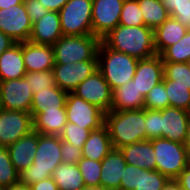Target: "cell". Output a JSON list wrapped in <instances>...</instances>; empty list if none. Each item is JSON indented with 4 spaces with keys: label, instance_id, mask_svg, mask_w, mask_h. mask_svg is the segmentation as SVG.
<instances>
[{
    "label": "cell",
    "instance_id": "1",
    "mask_svg": "<svg viewBox=\"0 0 190 190\" xmlns=\"http://www.w3.org/2000/svg\"><path fill=\"white\" fill-rule=\"evenodd\" d=\"M101 41L109 48L137 59H145L156 53L154 30L147 26L117 25Z\"/></svg>",
    "mask_w": 190,
    "mask_h": 190
},
{
    "label": "cell",
    "instance_id": "2",
    "mask_svg": "<svg viewBox=\"0 0 190 190\" xmlns=\"http://www.w3.org/2000/svg\"><path fill=\"white\" fill-rule=\"evenodd\" d=\"M113 148L147 140L145 130V108L130 111H109L105 123Z\"/></svg>",
    "mask_w": 190,
    "mask_h": 190
},
{
    "label": "cell",
    "instance_id": "3",
    "mask_svg": "<svg viewBox=\"0 0 190 190\" xmlns=\"http://www.w3.org/2000/svg\"><path fill=\"white\" fill-rule=\"evenodd\" d=\"M61 154L60 136L38 133V146L33 164L19 173V182L30 186L50 178L54 169L63 162Z\"/></svg>",
    "mask_w": 190,
    "mask_h": 190
},
{
    "label": "cell",
    "instance_id": "4",
    "mask_svg": "<svg viewBox=\"0 0 190 190\" xmlns=\"http://www.w3.org/2000/svg\"><path fill=\"white\" fill-rule=\"evenodd\" d=\"M97 60L98 70L112 91L133 79L139 61L133 56L107 47L102 41L98 46Z\"/></svg>",
    "mask_w": 190,
    "mask_h": 190
},
{
    "label": "cell",
    "instance_id": "5",
    "mask_svg": "<svg viewBox=\"0 0 190 190\" xmlns=\"http://www.w3.org/2000/svg\"><path fill=\"white\" fill-rule=\"evenodd\" d=\"M100 39L94 35H63L52 46L55 63L97 60Z\"/></svg>",
    "mask_w": 190,
    "mask_h": 190
},
{
    "label": "cell",
    "instance_id": "6",
    "mask_svg": "<svg viewBox=\"0 0 190 190\" xmlns=\"http://www.w3.org/2000/svg\"><path fill=\"white\" fill-rule=\"evenodd\" d=\"M156 160V171L168 179H176L189 165L186 148L183 143H178L165 138L151 139Z\"/></svg>",
    "mask_w": 190,
    "mask_h": 190
},
{
    "label": "cell",
    "instance_id": "7",
    "mask_svg": "<svg viewBox=\"0 0 190 190\" xmlns=\"http://www.w3.org/2000/svg\"><path fill=\"white\" fill-rule=\"evenodd\" d=\"M59 15L63 35H93L92 0H69Z\"/></svg>",
    "mask_w": 190,
    "mask_h": 190
},
{
    "label": "cell",
    "instance_id": "8",
    "mask_svg": "<svg viewBox=\"0 0 190 190\" xmlns=\"http://www.w3.org/2000/svg\"><path fill=\"white\" fill-rule=\"evenodd\" d=\"M65 109L67 122L82 128L96 130L105 123V113L101 109L73 92L68 93Z\"/></svg>",
    "mask_w": 190,
    "mask_h": 190
},
{
    "label": "cell",
    "instance_id": "9",
    "mask_svg": "<svg viewBox=\"0 0 190 190\" xmlns=\"http://www.w3.org/2000/svg\"><path fill=\"white\" fill-rule=\"evenodd\" d=\"M33 131L31 113L0 109V145L8 146Z\"/></svg>",
    "mask_w": 190,
    "mask_h": 190
},
{
    "label": "cell",
    "instance_id": "10",
    "mask_svg": "<svg viewBox=\"0 0 190 190\" xmlns=\"http://www.w3.org/2000/svg\"><path fill=\"white\" fill-rule=\"evenodd\" d=\"M112 92L110 85L99 70L82 81L73 91L75 95L97 106L104 113L111 110Z\"/></svg>",
    "mask_w": 190,
    "mask_h": 190
},
{
    "label": "cell",
    "instance_id": "11",
    "mask_svg": "<svg viewBox=\"0 0 190 190\" xmlns=\"http://www.w3.org/2000/svg\"><path fill=\"white\" fill-rule=\"evenodd\" d=\"M32 24L23 2L0 9V30L16 43L29 41Z\"/></svg>",
    "mask_w": 190,
    "mask_h": 190
},
{
    "label": "cell",
    "instance_id": "12",
    "mask_svg": "<svg viewBox=\"0 0 190 190\" xmlns=\"http://www.w3.org/2000/svg\"><path fill=\"white\" fill-rule=\"evenodd\" d=\"M124 0H92V33L100 40L119 25Z\"/></svg>",
    "mask_w": 190,
    "mask_h": 190
},
{
    "label": "cell",
    "instance_id": "13",
    "mask_svg": "<svg viewBox=\"0 0 190 190\" xmlns=\"http://www.w3.org/2000/svg\"><path fill=\"white\" fill-rule=\"evenodd\" d=\"M98 70V60H88L76 63H55L53 73L56 85L66 91L73 92L76 87Z\"/></svg>",
    "mask_w": 190,
    "mask_h": 190
},
{
    "label": "cell",
    "instance_id": "14",
    "mask_svg": "<svg viewBox=\"0 0 190 190\" xmlns=\"http://www.w3.org/2000/svg\"><path fill=\"white\" fill-rule=\"evenodd\" d=\"M32 97V89L25 77L1 82L3 109L30 113Z\"/></svg>",
    "mask_w": 190,
    "mask_h": 190
},
{
    "label": "cell",
    "instance_id": "15",
    "mask_svg": "<svg viewBox=\"0 0 190 190\" xmlns=\"http://www.w3.org/2000/svg\"><path fill=\"white\" fill-rule=\"evenodd\" d=\"M160 111L162 138L184 143L190 123V112L172 106Z\"/></svg>",
    "mask_w": 190,
    "mask_h": 190
},
{
    "label": "cell",
    "instance_id": "16",
    "mask_svg": "<svg viewBox=\"0 0 190 190\" xmlns=\"http://www.w3.org/2000/svg\"><path fill=\"white\" fill-rule=\"evenodd\" d=\"M163 61L159 54L152 57L139 59L135 75L132 80L139 92L145 97L158 83L163 81Z\"/></svg>",
    "mask_w": 190,
    "mask_h": 190
},
{
    "label": "cell",
    "instance_id": "17",
    "mask_svg": "<svg viewBox=\"0 0 190 190\" xmlns=\"http://www.w3.org/2000/svg\"><path fill=\"white\" fill-rule=\"evenodd\" d=\"M23 60L27 72L53 70L55 64L53 46L25 41L23 42Z\"/></svg>",
    "mask_w": 190,
    "mask_h": 190
},
{
    "label": "cell",
    "instance_id": "18",
    "mask_svg": "<svg viewBox=\"0 0 190 190\" xmlns=\"http://www.w3.org/2000/svg\"><path fill=\"white\" fill-rule=\"evenodd\" d=\"M62 36L59 12L48 11L46 15L32 24L29 41L52 46Z\"/></svg>",
    "mask_w": 190,
    "mask_h": 190
},
{
    "label": "cell",
    "instance_id": "19",
    "mask_svg": "<svg viewBox=\"0 0 190 190\" xmlns=\"http://www.w3.org/2000/svg\"><path fill=\"white\" fill-rule=\"evenodd\" d=\"M37 146L38 132L35 131H31L28 135L7 146L12 164L18 173L33 164Z\"/></svg>",
    "mask_w": 190,
    "mask_h": 190
},
{
    "label": "cell",
    "instance_id": "20",
    "mask_svg": "<svg viewBox=\"0 0 190 190\" xmlns=\"http://www.w3.org/2000/svg\"><path fill=\"white\" fill-rule=\"evenodd\" d=\"M126 161L120 149L113 148L101 161L100 186L108 190L120 189Z\"/></svg>",
    "mask_w": 190,
    "mask_h": 190
},
{
    "label": "cell",
    "instance_id": "21",
    "mask_svg": "<svg viewBox=\"0 0 190 190\" xmlns=\"http://www.w3.org/2000/svg\"><path fill=\"white\" fill-rule=\"evenodd\" d=\"M27 70L23 60V42L15 43L0 55V80L23 78Z\"/></svg>",
    "mask_w": 190,
    "mask_h": 190
},
{
    "label": "cell",
    "instance_id": "22",
    "mask_svg": "<svg viewBox=\"0 0 190 190\" xmlns=\"http://www.w3.org/2000/svg\"><path fill=\"white\" fill-rule=\"evenodd\" d=\"M145 97L139 92L134 80L116 88L112 92L110 111H130L144 108Z\"/></svg>",
    "mask_w": 190,
    "mask_h": 190
},
{
    "label": "cell",
    "instance_id": "23",
    "mask_svg": "<svg viewBox=\"0 0 190 190\" xmlns=\"http://www.w3.org/2000/svg\"><path fill=\"white\" fill-rule=\"evenodd\" d=\"M120 151L127 164L141 169L156 170L155 153L151 140L132 143L121 147Z\"/></svg>",
    "mask_w": 190,
    "mask_h": 190
},
{
    "label": "cell",
    "instance_id": "24",
    "mask_svg": "<svg viewBox=\"0 0 190 190\" xmlns=\"http://www.w3.org/2000/svg\"><path fill=\"white\" fill-rule=\"evenodd\" d=\"M33 131L45 135H60L67 123L66 109L44 110L42 113H31Z\"/></svg>",
    "mask_w": 190,
    "mask_h": 190
},
{
    "label": "cell",
    "instance_id": "25",
    "mask_svg": "<svg viewBox=\"0 0 190 190\" xmlns=\"http://www.w3.org/2000/svg\"><path fill=\"white\" fill-rule=\"evenodd\" d=\"M113 149L109 131L104 124L99 129L92 130L82 147V157L102 161Z\"/></svg>",
    "mask_w": 190,
    "mask_h": 190
},
{
    "label": "cell",
    "instance_id": "26",
    "mask_svg": "<svg viewBox=\"0 0 190 190\" xmlns=\"http://www.w3.org/2000/svg\"><path fill=\"white\" fill-rule=\"evenodd\" d=\"M188 30L176 19L169 17L154 30L156 53L160 55L167 47L180 41Z\"/></svg>",
    "mask_w": 190,
    "mask_h": 190
},
{
    "label": "cell",
    "instance_id": "27",
    "mask_svg": "<svg viewBox=\"0 0 190 190\" xmlns=\"http://www.w3.org/2000/svg\"><path fill=\"white\" fill-rule=\"evenodd\" d=\"M68 93L58 86L45 88L33 94L30 113H42L44 110L65 108Z\"/></svg>",
    "mask_w": 190,
    "mask_h": 190
},
{
    "label": "cell",
    "instance_id": "28",
    "mask_svg": "<svg viewBox=\"0 0 190 190\" xmlns=\"http://www.w3.org/2000/svg\"><path fill=\"white\" fill-rule=\"evenodd\" d=\"M51 177L57 184L59 190H81L85 186L77 164L61 162L54 169Z\"/></svg>",
    "mask_w": 190,
    "mask_h": 190
},
{
    "label": "cell",
    "instance_id": "29",
    "mask_svg": "<svg viewBox=\"0 0 190 190\" xmlns=\"http://www.w3.org/2000/svg\"><path fill=\"white\" fill-rule=\"evenodd\" d=\"M138 4L144 18V26L153 30L170 17L160 0H138Z\"/></svg>",
    "mask_w": 190,
    "mask_h": 190
},
{
    "label": "cell",
    "instance_id": "30",
    "mask_svg": "<svg viewBox=\"0 0 190 190\" xmlns=\"http://www.w3.org/2000/svg\"><path fill=\"white\" fill-rule=\"evenodd\" d=\"M169 106L190 112V85L173 84V80L163 77Z\"/></svg>",
    "mask_w": 190,
    "mask_h": 190
},
{
    "label": "cell",
    "instance_id": "31",
    "mask_svg": "<svg viewBox=\"0 0 190 190\" xmlns=\"http://www.w3.org/2000/svg\"><path fill=\"white\" fill-rule=\"evenodd\" d=\"M163 62L186 63L190 59V29L180 41L160 54Z\"/></svg>",
    "mask_w": 190,
    "mask_h": 190
},
{
    "label": "cell",
    "instance_id": "32",
    "mask_svg": "<svg viewBox=\"0 0 190 190\" xmlns=\"http://www.w3.org/2000/svg\"><path fill=\"white\" fill-rule=\"evenodd\" d=\"M19 182V173L10 159L6 146L0 145V188L10 187Z\"/></svg>",
    "mask_w": 190,
    "mask_h": 190
},
{
    "label": "cell",
    "instance_id": "33",
    "mask_svg": "<svg viewBox=\"0 0 190 190\" xmlns=\"http://www.w3.org/2000/svg\"><path fill=\"white\" fill-rule=\"evenodd\" d=\"M160 2L170 17L190 29V0H160Z\"/></svg>",
    "mask_w": 190,
    "mask_h": 190
},
{
    "label": "cell",
    "instance_id": "34",
    "mask_svg": "<svg viewBox=\"0 0 190 190\" xmlns=\"http://www.w3.org/2000/svg\"><path fill=\"white\" fill-rule=\"evenodd\" d=\"M85 186H100L101 161L82 157L77 163Z\"/></svg>",
    "mask_w": 190,
    "mask_h": 190
},
{
    "label": "cell",
    "instance_id": "35",
    "mask_svg": "<svg viewBox=\"0 0 190 190\" xmlns=\"http://www.w3.org/2000/svg\"><path fill=\"white\" fill-rule=\"evenodd\" d=\"M119 25L143 26L144 18L141 13L138 0H124L121 10Z\"/></svg>",
    "mask_w": 190,
    "mask_h": 190
},
{
    "label": "cell",
    "instance_id": "36",
    "mask_svg": "<svg viewBox=\"0 0 190 190\" xmlns=\"http://www.w3.org/2000/svg\"><path fill=\"white\" fill-rule=\"evenodd\" d=\"M163 73L173 84L190 85V69L186 63L163 62Z\"/></svg>",
    "mask_w": 190,
    "mask_h": 190
},
{
    "label": "cell",
    "instance_id": "37",
    "mask_svg": "<svg viewBox=\"0 0 190 190\" xmlns=\"http://www.w3.org/2000/svg\"><path fill=\"white\" fill-rule=\"evenodd\" d=\"M169 106V99L165 90L164 81L155 85L145 96L144 108L148 110H160Z\"/></svg>",
    "mask_w": 190,
    "mask_h": 190
},
{
    "label": "cell",
    "instance_id": "38",
    "mask_svg": "<svg viewBox=\"0 0 190 190\" xmlns=\"http://www.w3.org/2000/svg\"><path fill=\"white\" fill-rule=\"evenodd\" d=\"M91 131V129H85L77 126V124L67 122L59 136L61 140L82 149Z\"/></svg>",
    "mask_w": 190,
    "mask_h": 190
},
{
    "label": "cell",
    "instance_id": "39",
    "mask_svg": "<svg viewBox=\"0 0 190 190\" xmlns=\"http://www.w3.org/2000/svg\"><path fill=\"white\" fill-rule=\"evenodd\" d=\"M24 77L29 81V86L32 89L33 94L45 88L57 86L53 70L43 72H26Z\"/></svg>",
    "mask_w": 190,
    "mask_h": 190
},
{
    "label": "cell",
    "instance_id": "40",
    "mask_svg": "<svg viewBox=\"0 0 190 190\" xmlns=\"http://www.w3.org/2000/svg\"><path fill=\"white\" fill-rule=\"evenodd\" d=\"M169 179L156 170L141 169V180L135 190H161Z\"/></svg>",
    "mask_w": 190,
    "mask_h": 190
},
{
    "label": "cell",
    "instance_id": "41",
    "mask_svg": "<svg viewBox=\"0 0 190 190\" xmlns=\"http://www.w3.org/2000/svg\"><path fill=\"white\" fill-rule=\"evenodd\" d=\"M145 130L147 140L162 138L160 110L145 109Z\"/></svg>",
    "mask_w": 190,
    "mask_h": 190
},
{
    "label": "cell",
    "instance_id": "42",
    "mask_svg": "<svg viewBox=\"0 0 190 190\" xmlns=\"http://www.w3.org/2000/svg\"><path fill=\"white\" fill-rule=\"evenodd\" d=\"M141 180V168L126 164L124 174L120 180V189L135 190Z\"/></svg>",
    "mask_w": 190,
    "mask_h": 190
},
{
    "label": "cell",
    "instance_id": "43",
    "mask_svg": "<svg viewBox=\"0 0 190 190\" xmlns=\"http://www.w3.org/2000/svg\"><path fill=\"white\" fill-rule=\"evenodd\" d=\"M61 153L62 161L67 164H77L82 158L81 148L63 140H61Z\"/></svg>",
    "mask_w": 190,
    "mask_h": 190
},
{
    "label": "cell",
    "instance_id": "44",
    "mask_svg": "<svg viewBox=\"0 0 190 190\" xmlns=\"http://www.w3.org/2000/svg\"><path fill=\"white\" fill-rule=\"evenodd\" d=\"M23 3L32 23L42 18L49 11L39 0H23Z\"/></svg>",
    "mask_w": 190,
    "mask_h": 190
},
{
    "label": "cell",
    "instance_id": "45",
    "mask_svg": "<svg viewBox=\"0 0 190 190\" xmlns=\"http://www.w3.org/2000/svg\"><path fill=\"white\" fill-rule=\"evenodd\" d=\"M31 190H59L52 177L30 185Z\"/></svg>",
    "mask_w": 190,
    "mask_h": 190
},
{
    "label": "cell",
    "instance_id": "46",
    "mask_svg": "<svg viewBox=\"0 0 190 190\" xmlns=\"http://www.w3.org/2000/svg\"><path fill=\"white\" fill-rule=\"evenodd\" d=\"M182 190H190V163L175 179Z\"/></svg>",
    "mask_w": 190,
    "mask_h": 190
},
{
    "label": "cell",
    "instance_id": "47",
    "mask_svg": "<svg viewBox=\"0 0 190 190\" xmlns=\"http://www.w3.org/2000/svg\"><path fill=\"white\" fill-rule=\"evenodd\" d=\"M49 11L59 12L69 0H39Z\"/></svg>",
    "mask_w": 190,
    "mask_h": 190
},
{
    "label": "cell",
    "instance_id": "48",
    "mask_svg": "<svg viewBox=\"0 0 190 190\" xmlns=\"http://www.w3.org/2000/svg\"><path fill=\"white\" fill-rule=\"evenodd\" d=\"M16 42L0 30V55Z\"/></svg>",
    "mask_w": 190,
    "mask_h": 190
},
{
    "label": "cell",
    "instance_id": "49",
    "mask_svg": "<svg viewBox=\"0 0 190 190\" xmlns=\"http://www.w3.org/2000/svg\"><path fill=\"white\" fill-rule=\"evenodd\" d=\"M161 190H182V188L175 179H169Z\"/></svg>",
    "mask_w": 190,
    "mask_h": 190
},
{
    "label": "cell",
    "instance_id": "50",
    "mask_svg": "<svg viewBox=\"0 0 190 190\" xmlns=\"http://www.w3.org/2000/svg\"><path fill=\"white\" fill-rule=\"evenodd\" d=\"M23 0H0V9L10 8L11 6L21 4Z\"/></svg>",
    "mask_w": 190,
    "mask_h": 190
},
{
    "label": "cell",
    "instance_id": "51",
    "mask_svg": "<svg viewBox=\"0 0 190 190\" xmlns=\"http://www.w3.org/2000/svg\"><path fill=\"white\" fill-rule=\"evenodd\" d=\"M6 190H31V187L29 185L17 182L12 184L10 187H7Z\"/></svg>",
    "mask_w": 190,
    "mask_h": 190
},
{
    "label": "cell",
    "instance_id": "52",
    "mask_svg": "<svg viewBox=\"0 0 190 190\" xmlns=\"http://www.w3.org/2000/svg\"><path fill=\"white\" fill-rule=\"evenodd\" d=\"M183 144H184V147L186 148L188 157L190 158V123L188 126V130L186 132V138Z\"/></svg>",
    "mask_w": 190,
    "mask_h": 190
},
{
    "label": "cell",
    "instance_id": "53",
    "mask_svg": "<svg viewBox=\"0 0 190 190\" xmlns=\"http://www.w3.org/2000/svg\"><path fill=\"white\" fill-rule=\"evenodd\" d=\"M81 190H108L103 186H84Z\"/></svg>",
    "mask_w": 190,
    "mask_h": 190
},
{
    "label": "cell",
    "instance_id": "54",
    "mask_svg": "<svg viewBox=\"0 0 190 190\" xmlns=\"http://www.w3.org/2000/svg\"><path fill=\"white\" fill-rule=\"evenodd\" d=\"M1 80H0V109H2V100H1Z\"/></svg>",
    "mask_w": 190,
    "mask_h": 190
},
{
    "label": "cell",
    "instance_id": "55",
    "mask_svg": "<svg viewBox=\"0 0 190 190\" xmlns=\"http://www.w3.org/2000/svg\"><path fill=\"white\" fill-rule=\"evenodd\" d=\"M186 65H187L188 68L190 69V59L186 61Z\"/></svg>",
    "mask_w": 190,
    "mask_h": 190
}]
</instances>
